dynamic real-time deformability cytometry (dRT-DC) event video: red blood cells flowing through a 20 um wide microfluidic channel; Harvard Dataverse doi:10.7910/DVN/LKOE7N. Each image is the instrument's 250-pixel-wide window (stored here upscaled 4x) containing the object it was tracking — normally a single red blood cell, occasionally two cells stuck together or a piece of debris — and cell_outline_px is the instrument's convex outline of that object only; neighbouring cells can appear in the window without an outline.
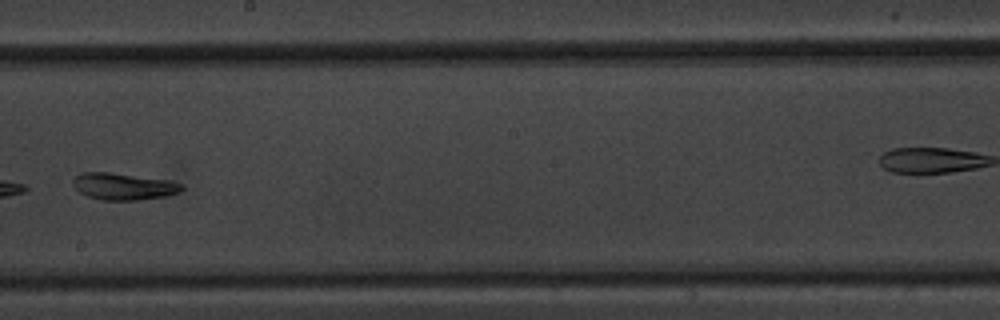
{"species": "common noctule bat (a hibernating species)", "species_latin": "Nyctalus noctula", "temperature_condition": "warm", "stored_images_in_passage": 10, "segment_of_instrument_passage": [1, 2], "camera_frame_rate_fps": 3000, "um_per_image_px": 0.085, "animal": {"sex": "male", "body_mass_g": 20.1, "forearm_length_mm": 53.5}, "frame": {"image": 1, "passage_image": 9, "time_ms": 10.333, "image_size_px": [1000, 320], "cell_outline_px": [[184, 188], [180, 192], [164, 196], [140, 200], [100, 200], [88, 196], [80, 192], [72, 184], [72, 180], [80, 172], [108, 172], [168, 180], [184, 184]], "centroid_in_image_um": [10.5, 15.84], "position_along_channel_um": 237.7, "area_um2": 16.99}}